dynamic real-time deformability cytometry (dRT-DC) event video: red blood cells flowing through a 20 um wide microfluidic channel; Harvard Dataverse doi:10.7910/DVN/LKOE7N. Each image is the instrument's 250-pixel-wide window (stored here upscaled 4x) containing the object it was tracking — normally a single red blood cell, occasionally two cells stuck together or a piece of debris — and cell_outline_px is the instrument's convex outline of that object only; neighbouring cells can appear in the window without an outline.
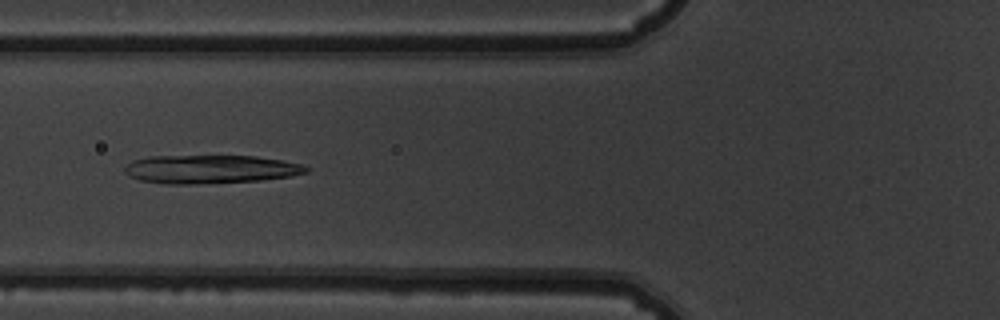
{"species": "common noctule bat (a hibernating species)", "species_latin": "Nyctalus noctula", "temperature_condition": "warm", "stored_images_in_passage": 53, "camera_frame_rate_fps": 3000, "um_per_image_px": 0.085, "animal": {"sex": "male", "body_mass_g": 19.5, "forearm_length_mm": 54.6}, "frame": {"image": 1, "passage_image": 21, "time_ms": 6.667, "image_size_px": [1000, 320], "cell_outline_px": [[308, 172], [292, 176], [260, 180], [196, 184], [164, 184], [140, 180], [128, 176], [124, 172], [124, 168], [132, 160], [148, 156], [256, 156], [284, 160], [300, 164], [308, 168]], "centroid_in_image_um": [17.85, 14.38], "position_along_channel_um": 107.9, "area_um2": 30.23}}
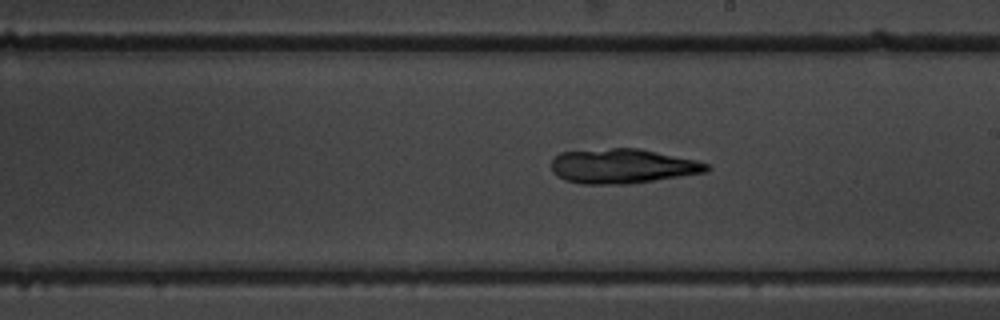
{"frame": {"image": 2, "passage_image": 31, "time_ms": 10.0, "image_size_px": [1000, 320], "cell_outline_px": [[712, 168], [708, 172], [632, 184], [580, 184], [564, 180], [556, 176], [552, 172], [552, 160], [560, 152], [612, 148], [640, 148], [696, 160], [708, 164]], "centroid_in_image_um": [52.93, 14.13], "position_along_channel_um": 236.1, "area_um2": 31.67}}
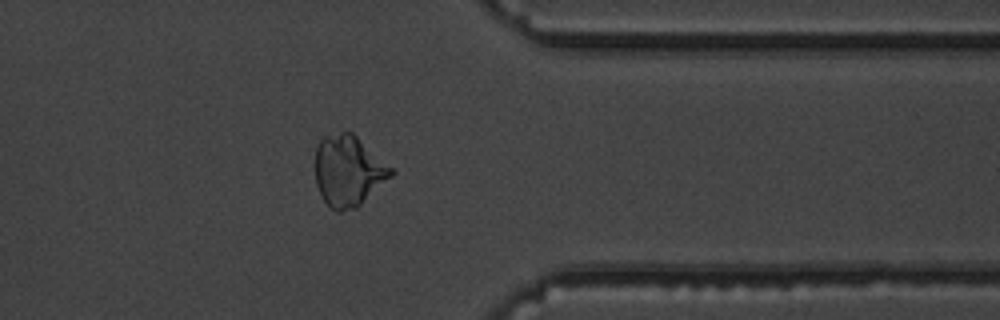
{"frame": {"image": 3, "passage_image": 43, "time_ms": 14.0, "image_size_px": [1000, 320], "cell_outline_px": [[396, 172], [392, 176], [356, 208], [340, 212], [336, 212], [324, 200], [316, 184], [316, 148], [320, 140], [324, 136], [340, 132], [352, 132], [392, 168]], "centroid_in_image_um": [29.61, 14.53], "position_along_channel_um": 381.8, "area_um2": 30.98}}